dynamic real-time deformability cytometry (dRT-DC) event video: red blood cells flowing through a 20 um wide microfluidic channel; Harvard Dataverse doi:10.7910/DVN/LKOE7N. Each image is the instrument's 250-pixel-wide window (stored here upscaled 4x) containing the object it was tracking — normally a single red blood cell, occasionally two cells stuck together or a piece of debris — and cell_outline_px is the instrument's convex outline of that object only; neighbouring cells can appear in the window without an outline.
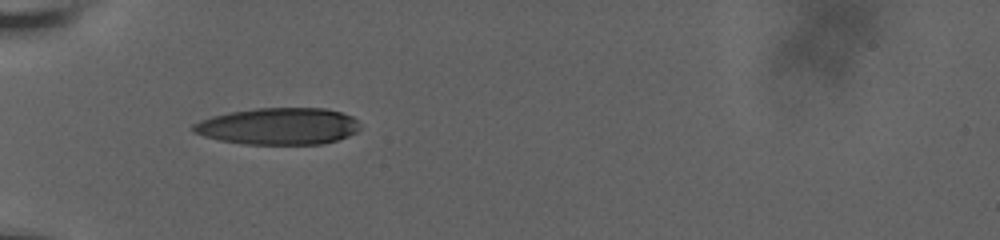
{"species": "human", "species_latin": "Homo sapiens", "temperature_condition": "room temperature", "stored_images_in_passage": 51, "camera_frame_rate_fps": 3000, "um_per_image_px": 0.085, "donor": {"sex": "male"}, "frame": {"image": 1, "passage_image": 1, "time_ms": 0.0, "image_size_px": [1000, 240], "cell_outline_px": [[360, 128], [356, 132], [348, 136], [336, 140], [320, 144], [244, 144], [220, 140], [204, 136], [192, 132], [192, 124], [200, 120], [212, 116], [228, 112], [256, 108], [324, 108], [340, 112], [352, 116], [360, 124]], "centroid_in_image_um": [23.65, 10.72], "position_along_channel_um": 61.4, "area_um2": 35.84}}
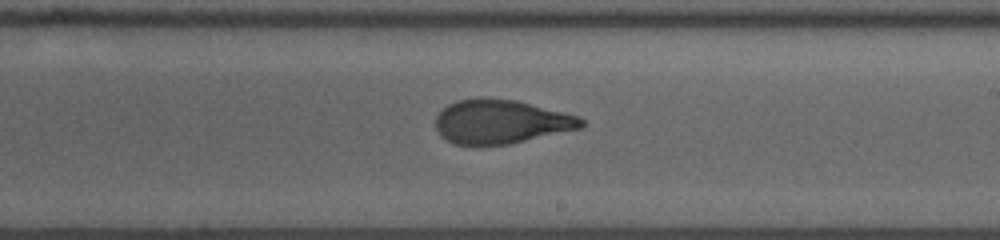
{"frame": {"image": 2, "passage_image": 21, "time_ms": 5.333, "image_size_px": [1000, 240], "cell_outline_px": [[584, 128], [508, 144], [456, 144], [440, 136], [436, 128], [436, 116], [448, 104], [456, 100], [476, 96], [488, 96], [516, 100], [580, 116], [584, 120]], "centroid_in_image_um": [42.59, 10.31], "position_along_channel_um": 246.4, "area_um2": 37.69}}
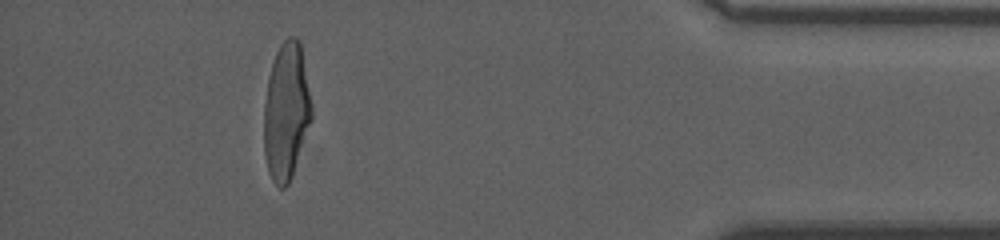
{"frame": {"image": 3, "passage_image": 44, "time_ms": 11.0, "image_size_px": [1000, 240], "cell_outline_px": [[312, 120], [292, 176], [288, 184], [284, 188], [280, 188], [272, 180], [268, 172], [264, 156], [264, 104], [268, 80], [272, 64], [276, 52], [280, 44], [288, 36], [296, 36], [300, 40], [312, 104]], "centroid_in_image_um": [24.34, 9.47], "position_along_channel_um": 410.9, "area_um2": 38.32}, "authors_computed_cell_mechanics": {"area_um2": 38.437, "velocity_mm_per_s": 3.6738, "shape_relaxation_time_tau1_ms": 6.349, "shape_relaxation_time_tau2_ms": 1.1933, "deformation_change_tau1": 0.2415, "deformation_change_tau2": 0.0795}}